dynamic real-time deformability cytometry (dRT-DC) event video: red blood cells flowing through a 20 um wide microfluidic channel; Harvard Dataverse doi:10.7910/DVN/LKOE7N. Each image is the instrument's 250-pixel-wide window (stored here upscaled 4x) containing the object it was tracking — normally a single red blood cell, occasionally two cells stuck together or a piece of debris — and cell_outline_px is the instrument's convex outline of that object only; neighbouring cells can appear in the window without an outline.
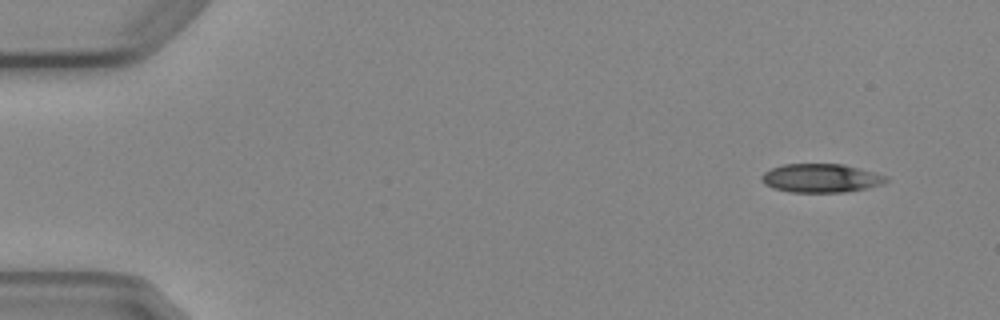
{"species": "Egyptian fruit bat (a non-hibernating species)", "species_latin": "Rousettus aegyptiacus", "temperature_condition": "cold", "stored_images_in_passage": 7, "camera_frame_rate_fps": 3000, "um_per_image_px": 0.085, "animal": {"sex": "female"}, "frame": {"image": 1, "passage_image": 1, "time_ms": 0.0, "image_size_px": [1000, 320], "cell_outline_px": [[888, 180], [884, 184], [868, 188], [844, 192], [792, 192], [772, 188], [764, 184], [760, 180], [760, 176], [764, 172], [772, 168], [784, 164], [844, 164], [888, 176]], "centroid_in_image_um": [69.78, 15.14], "position_along_channel_um": 15.2, "area_um2": 20.92}}
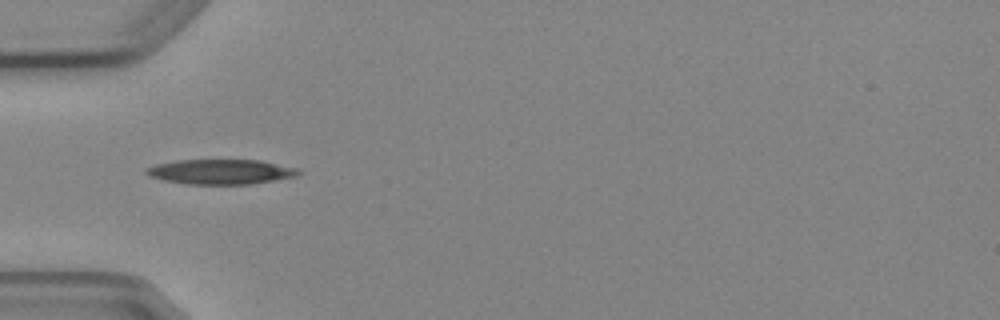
{"frame": {"image": 2, "passage_image": 4, "time_ms": 4.333, "image_size_px": [1000, 320], "cell_outline_px": [[304, 172], [296, 176], [252, 184], [188, 184], [164, 180], [148, 176], [144, 172], [144, 168], [156, 164], [176, 160], [260, 160], [300, 168]], "centroid_in_image_um": [18.78, 14.59], "position_along_channel_um": 66.2, "area_um2": 22.31}}
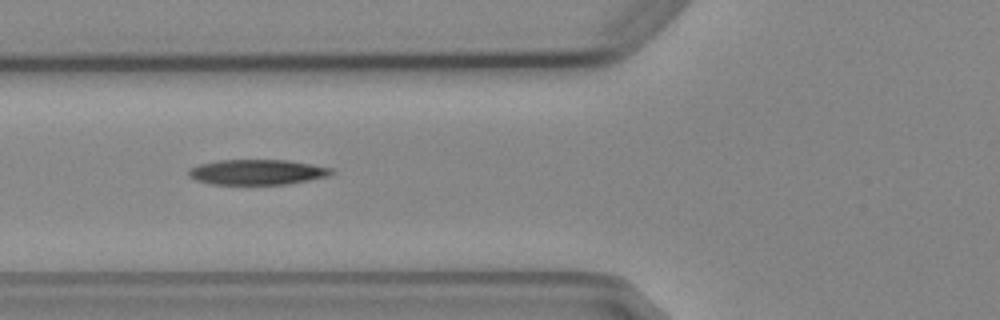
{"frame": {"image": 3, "passage_image": 5, "time_ms": 5.333, "image_size_px": [1000, 320], "cell_outline_px": [[336, 172], [328, 176], [288, 184], [212, 184], [196, 180], [188, 176], [188, 168], [200, 164], [216, 160], [288, 160], [336, 168]], "centroid_in_image_um": [21.89, 14.62], "position_along_channel_um": 103.9, "area_um2": 21.21}}